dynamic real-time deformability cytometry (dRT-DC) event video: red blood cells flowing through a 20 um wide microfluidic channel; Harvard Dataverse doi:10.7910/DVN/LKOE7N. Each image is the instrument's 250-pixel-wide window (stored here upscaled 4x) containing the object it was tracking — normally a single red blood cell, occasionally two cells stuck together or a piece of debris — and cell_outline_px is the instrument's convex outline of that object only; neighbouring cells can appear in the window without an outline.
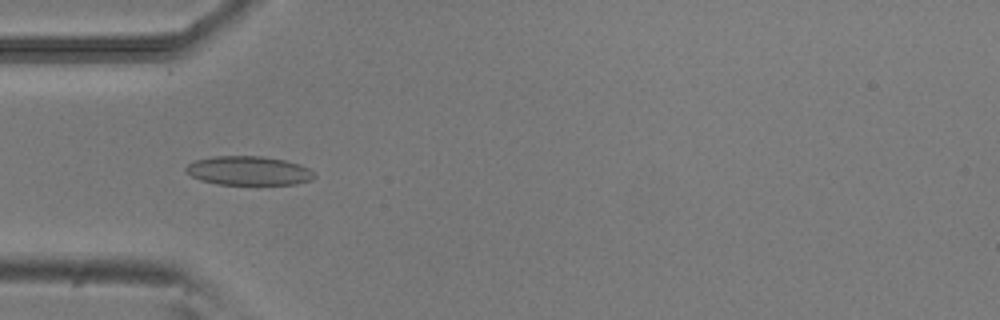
{"species": "common noctule bat (a hibernating species)", "species_latin": "Nyctalus noctula", "temperature_condition": "room temperature", "stored_images_in_passage": 52, "camera_frame_rate_fps": 3000, "um_per_image_px": 0.085, "animal": {"sex": "male", "body_mass_g": 20.5, "forearm_length_mm": 52.5}, "frame": {"image": 1, "passage_image": 16, "time_ms": 5.0, "image_size_px": [1000, 320], "cell_outline_px": [[316, 176], [312, 180], [296, 184], [216, 184], [200, 180], [184, 172], [184, 168], [188, 164], [196, 160], [212, 156], [260, 156], [284, 160], [300, 164], [308, 168]], "centroid_in_image_um": [21.11, 14.51], "position_along_channel_um": 63.9, "area_um2": 21.73}}
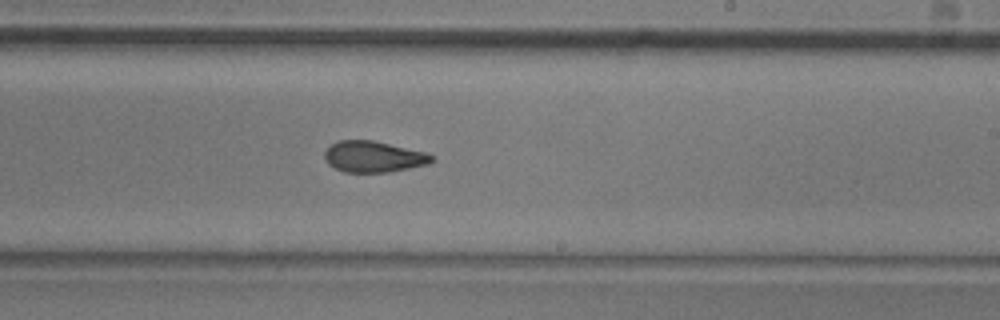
{"frame": {"image": 2, "passage_image": 31, "time_ms": 10.0, "image_size_px": [1000, 320], "cell_outline_px": [[432, 160], [428, 164], [388, 172], [344, 172], [328, 164], [324, 156], [324, 152], [336, 140], [372, 140], [424, 152], [432, 156]], "centroid_in_image_um": [31.69, 13.32], "position_along_channel_um": 257.3, "area_um2": 19.13}}
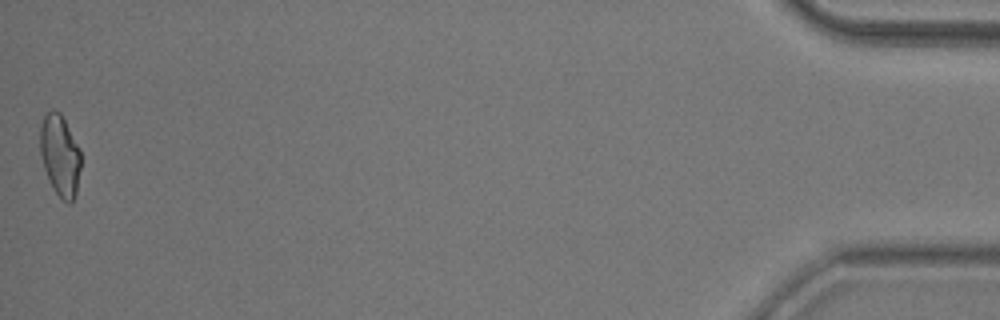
{"frame": {"image": 3, "passage_image": 52, "time_ms": 17.0, "image_size_px": [1000, 320], "cell_outline_px": [[80, 168], [76, 192], [72, 200], [68, 204], [52, 188], [44, 168], [40, 152], [40, 124], [44, 116], [52, 108], [60, 112], [80, 148]], "centroid_in_image_um": [5.09, 13.17], "position_along_channel_um": 430.1, "area_um2": 19.19}, "authors_computed_cell_mechanics": {"area_um2": 20.0855, "velocity_mm_per_s": 3.8662, "shape_relaxation_time_tau1_ms": null, "shape_relaxation_time_tau2_ms": 2.3661, "deformation_change_tau1": null, "deformation_change_tau2": 0.085}}